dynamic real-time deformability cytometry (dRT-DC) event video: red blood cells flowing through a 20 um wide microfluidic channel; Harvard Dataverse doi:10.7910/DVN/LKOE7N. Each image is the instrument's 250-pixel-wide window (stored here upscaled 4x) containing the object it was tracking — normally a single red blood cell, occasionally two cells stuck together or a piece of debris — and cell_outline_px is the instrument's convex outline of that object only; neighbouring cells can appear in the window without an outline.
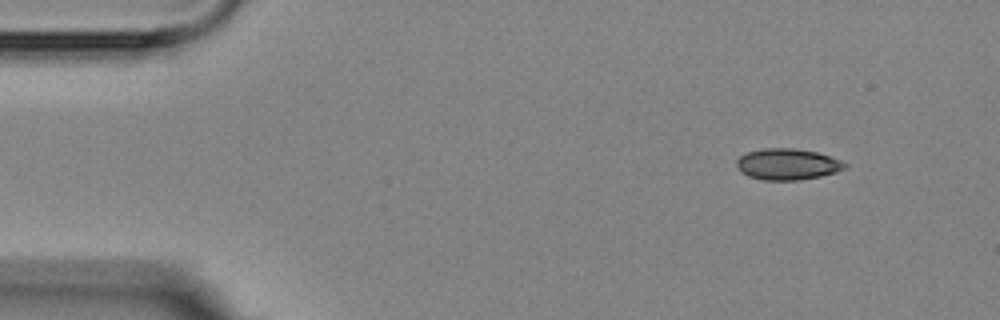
{"species": "Egyptian fruit bat (a non-hibernating species)", "species_latin": "Rousettus aegyptiacus", "temperature_condition": "room temperature", "stored_images_in_passage": 4, "camera_frame_rate_fps": 3000, "um_per_image_px": 0.085, "animal": {"sex": "female"}, "frame": {"image": 1, "passage_image": 1, "time_ms": 0.0, "image_size_px": [1000, 320], "cell_outline_px": [[848, 164], [844, 168], [836, 172], [820, 176], [800, 180], [764, 180], [748, 176], [736, 164], [736, 160], [740, 156], [748, 152], [764, 148], [796, 148], [816, 152], [840, 160]], "centroid_in_image_um": [66.94, 13.95], "position_along_channel_um": 18.1, "area_um2": 19.48}}